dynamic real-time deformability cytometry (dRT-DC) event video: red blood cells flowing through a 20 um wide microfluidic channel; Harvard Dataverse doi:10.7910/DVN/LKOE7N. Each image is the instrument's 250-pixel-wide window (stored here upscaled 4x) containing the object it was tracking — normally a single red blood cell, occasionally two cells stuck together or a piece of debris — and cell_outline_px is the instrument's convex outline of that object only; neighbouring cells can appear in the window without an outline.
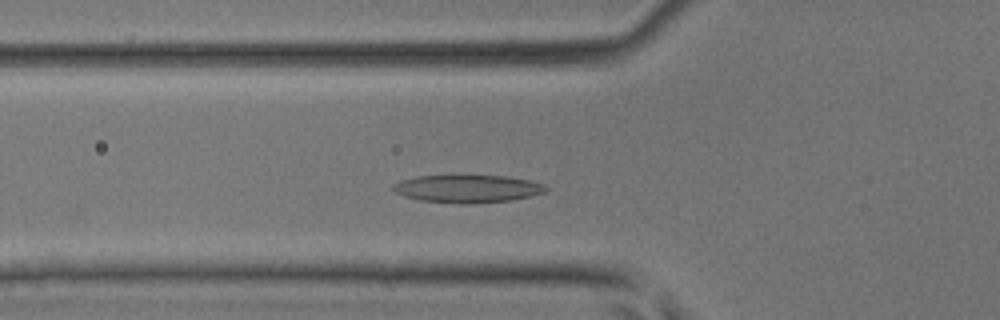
{"species": "common noctule bat (a hibernating species)", "species_latin": "Nyctalus noctula", "temperature_condition": "room temperature", "stored_images_in_passage": 30, "camera_frame_rate_fps": 3000, "um_per_image_px": 0.085, "animal": {"sex": "male", "body_mass_g": 17.9, "forearm_length_mm": 54.2}, "frame": {"image": 1, "passage_image": 2, "time_ms": 0.333, "image_size_px": [1000, 320], "cell_outline_px": [[548, 192], [512, 200], [472, 204], [460, 204], [420, 200], [404, 196], [396, 192], [392, 188], [400, 180], [416, 176], [456, 172], [508, 176], [528, 180], [544, 184], [548, 188]], "centroid_in_image_um": [39.75, 15.99], "position_along_channel_um": 86.1, "area_um2": 26.01}}
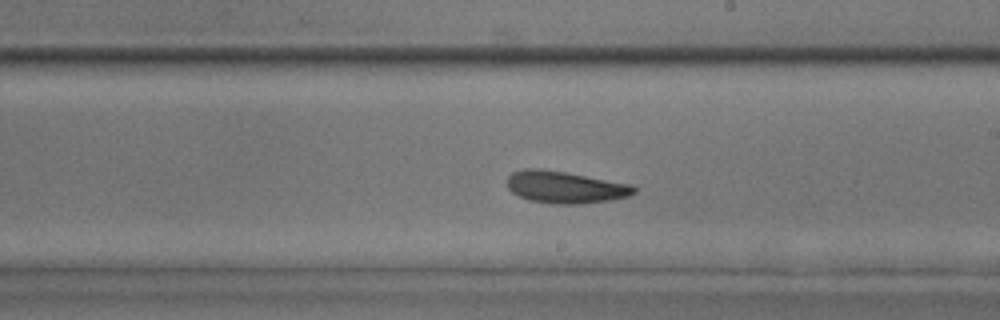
{"frame": {"image": 2, "passage_image": 12, "time_ms": 3.667, "image_size_px": [1000, 320], "cell_outline_px": [[636, 192], [628, 196], [608, 200], [580, 204], [552, 204], [528, 200], [512, 192], [508, 188], [508, 176], [512, 172], [524, 168], [540, 168], [564, 172], [632, 184], [636, 188]], "centroid_in_image_um": [48.02, 15.91], "position_along_channel_um": 241.0, "area_um2": 23.64}}
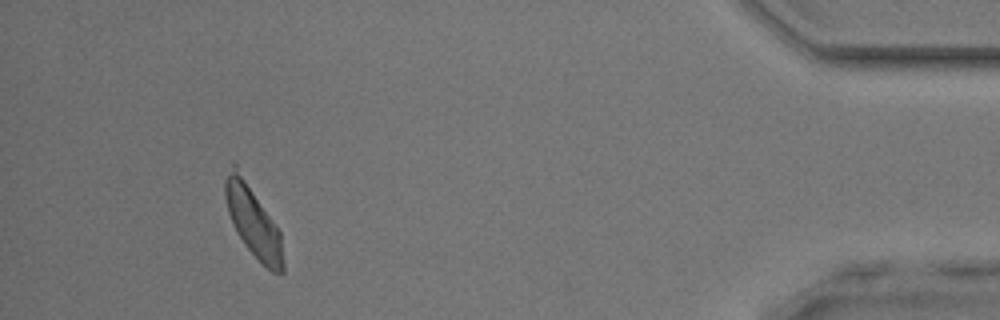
{"frame": {"image": 3, "passage_image": 27, "time_ms": 8.667, "image_size_px": [1000, 320], "cell_outline_px": [[284, 272], [272, 272], [244, 244], [228, 212], [224, 196], [224, 180], [232, 164], [236, 164], [280, 232], [284, 264]], "centroid_in_image_um": [21.5, 18.77], "position_along_channel_um": 413.7, "area_um2": 23.24}}